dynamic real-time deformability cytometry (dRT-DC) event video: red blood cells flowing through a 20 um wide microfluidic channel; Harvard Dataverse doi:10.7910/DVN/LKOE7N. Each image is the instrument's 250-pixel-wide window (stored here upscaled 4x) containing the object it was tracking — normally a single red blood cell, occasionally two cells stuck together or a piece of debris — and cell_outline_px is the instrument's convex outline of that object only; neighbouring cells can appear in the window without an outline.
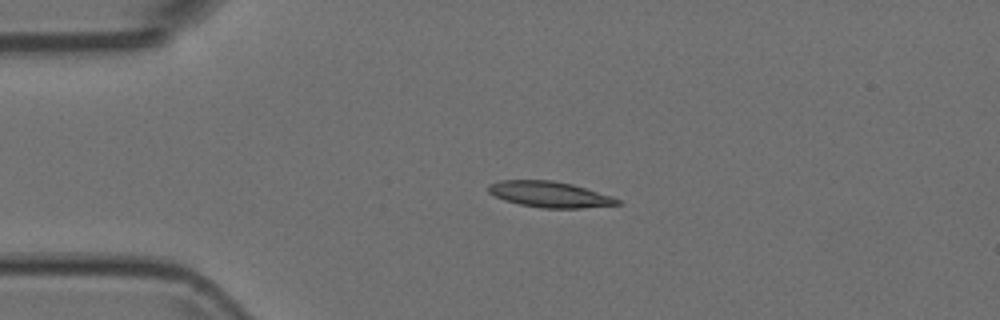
{"species": "Egyptian fruit bat (a non-hibernating species)", "species_latin": "Rousettus aegyptiacus", "temperature_condition": "room temperature", "stored_images_in_passage": 42, "camera_frame_rate_fps": 3000, "um_per_image_px": 0.085, "animal": {"sex": "female"}, "frame": {"image": 1, "passage_image": 1, "time_ms": 0.0, "image_size_px": [1000, 320], "cell_outline_px": [[620, 204], [580, 208], [540, 208], [520, 204], [504, 200], [488, 192], [488, 184], [500, 180], [552, 180], [572, 184], [612, 196], [620, 200]], "centroid_in_image_um": [46.7, 16.52], "position_along_channel_um": 38.3, "area_um2": 19.36}}
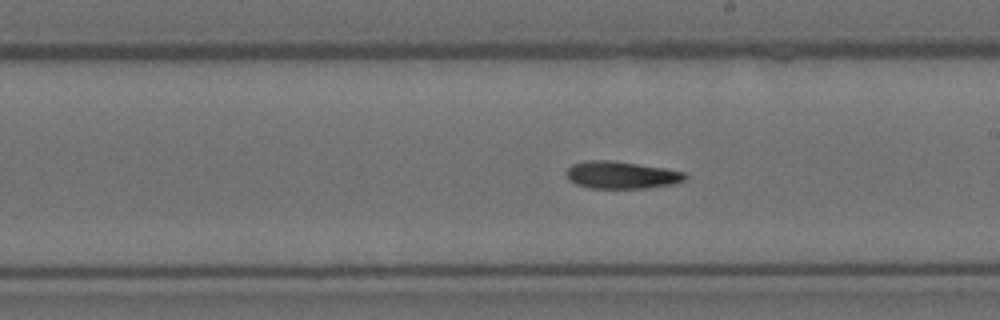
{"frame": {"image": 2, "passage_image": 19, "time_ms": 6.0, "image_size_px": [1000, 320], "cell_outline_px": [[688, 180], [676, 184], [648, 188], [588, 188], [576, 184], [568, 180], [568, 168], [572, 164], [592, 160], [608, 160], [664, 168], [684, 172], [688, 176]], "centroid_in_image_um": [52.88, 14.89], "position_along_channel_um": 236.1, "area_um2": 18.9}}
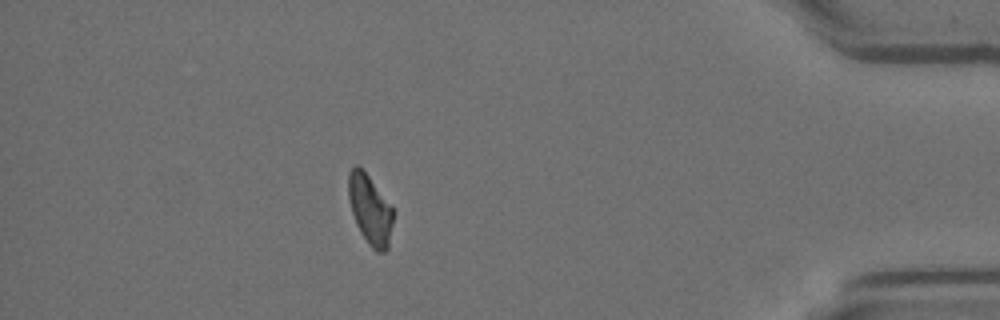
{"frame": {"image": 3, "passage_image": 36, "time_ms": 11.667, "image_size_px": [1000, 320], "cell_outline_px": [[392, 224], [388, 248], [384, 252], [376, 252], [368, 244], [360, 232], [356, 224], [352, 212], [348, 196], [348, 172], [356, 164], [368, 176], [392, 204]], "centroid_in_image_um": [31.45, 17.83], "position_along_channel_um": 403.8, "area_um2": 18.09}}